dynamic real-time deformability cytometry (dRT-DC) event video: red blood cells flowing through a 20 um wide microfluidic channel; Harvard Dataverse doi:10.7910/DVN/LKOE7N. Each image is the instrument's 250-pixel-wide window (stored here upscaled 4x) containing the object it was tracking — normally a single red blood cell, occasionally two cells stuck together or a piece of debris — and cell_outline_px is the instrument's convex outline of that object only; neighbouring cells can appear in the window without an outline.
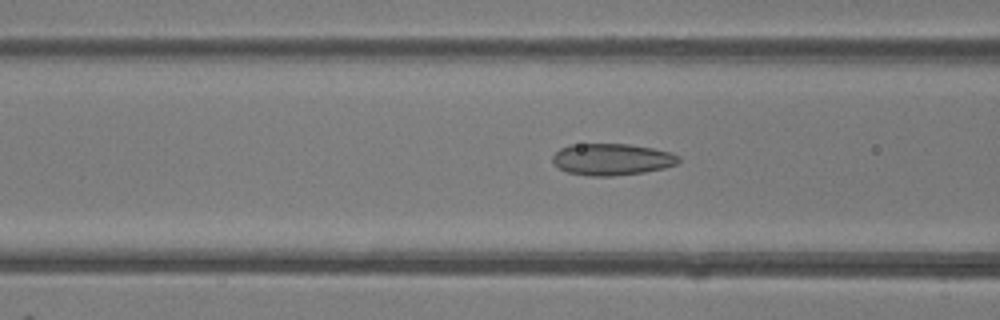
{"species": "common noctule bat (a hibernating species)", "species_latin": "Nyctalus noctula", "temperature_condition": "room temperature", "stored_images_in_passage": 46, "camera_frame_rate_fps": 3000, "um_per_image_px": 0.085, "animal": {"sex": "female"}, "frame": {"image": 1, "passage_image": 17, "time_ms": 5.333, "image_size_px": [1000, 320], "cell_outline_px": [[680, 160], [676, 164], [664, 168], [644, 172], [612, 176], [588, 176], [568, 172], [560, 168], [552, 160], [552, 156], [560, 148], [568, 144], [628, 144], [652, 148], [668, 152], [680, 156]], "centroid_in_image_um": [52.0, 13.54], "position_along_channel_um": 114.6, "area_um2": 23.18}}
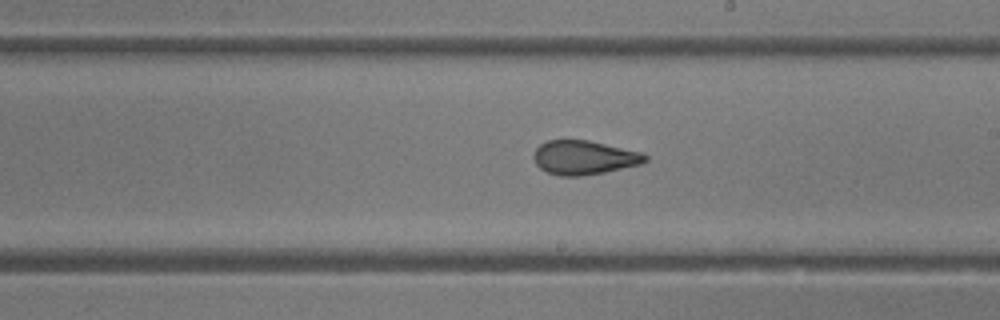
{"frame": {"image": 2, "passage_image": 26, "time_ms": 8.333, "image_size_px": [1000, 320], "cell_outline_px": [[648, 160], [640, 164], [604, 172], [580, 176], [560, 176], [548, 172], [540, 168], [536, 164], [532, 156], [536, 148], [540, 144], [548, 140], [588, 140], [644, 152], [648, 156]], "centroid_in_image_um": [49.65, 13.38], "position_along_channel_um": 239.3, "area_um2": 22.2}}
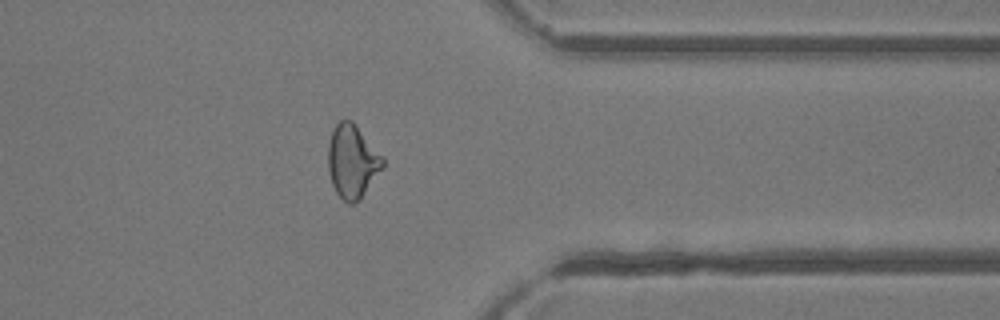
{"frame": {"image": 3, "passage_image": 37, "time_ms": 12.0, "image_size_px": [1000, 320], "cell_outline_px": [[384, 164], [360, 200], [352, 204], [348, 204], [336, 192], [332, 184], [328, 168], [328, 144], [332, 128], [340, 120], [352, 120], [384, 156]], "centroid_in_image_um": [29.94, 13.69], "position_along_channel_um": 381.5, "area_um2": 23.41}, "authors_computed_cell_mechanics": {"area_um2": 23.1489, "velocity_mm_per_s": 4.144, "shape_relaxation_time_tau1_ms": null, "shape_relaxation_time_tau2_ms": 1.2015, "deformation_change_tau1": null, "deformation_change_tau2": 0.06}}